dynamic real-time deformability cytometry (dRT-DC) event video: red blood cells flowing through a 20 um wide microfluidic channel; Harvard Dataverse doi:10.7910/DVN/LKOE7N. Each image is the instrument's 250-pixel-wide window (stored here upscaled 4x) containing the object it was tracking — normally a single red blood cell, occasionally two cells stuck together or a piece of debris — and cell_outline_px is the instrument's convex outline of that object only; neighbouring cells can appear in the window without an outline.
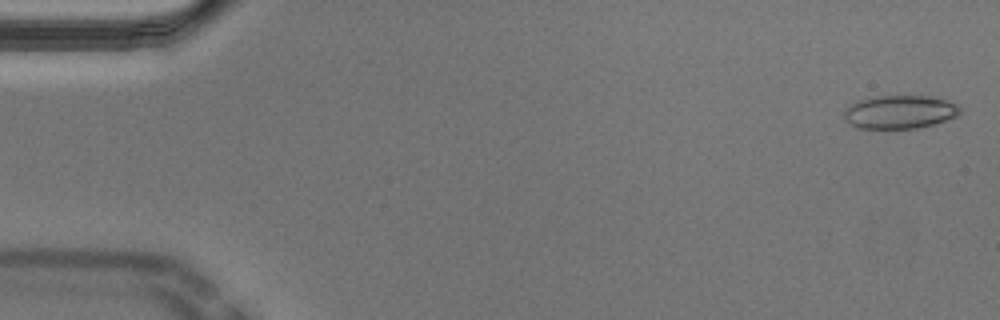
{"species": "Egyptian fruit bat (a non-hibernating species)", "species_latin": "Rousettus aegyptiacus", "temperature_condition": "cold", "stored_images_in_passage": 55, "camera_frame_rate_fps": 3000, "um_per_image_px": 0.085, "animal": {"sex": "male"}, "frame": {"image": 1, "passage_image": 2, "time_ms": 0.333, "image_size_px": [1000, 320], "cell_outline_px": [[960, 116], [932, 124], [916, 128], [856, 128], [844, 120], [844, 112], [856, 100], [876, 96], [932, 96], [956, 104], [960, 108]], "centroid_in_image_um": [76.47, 9.52], "position_along_channel_um": 8.5, "area_um2": 22.48}}
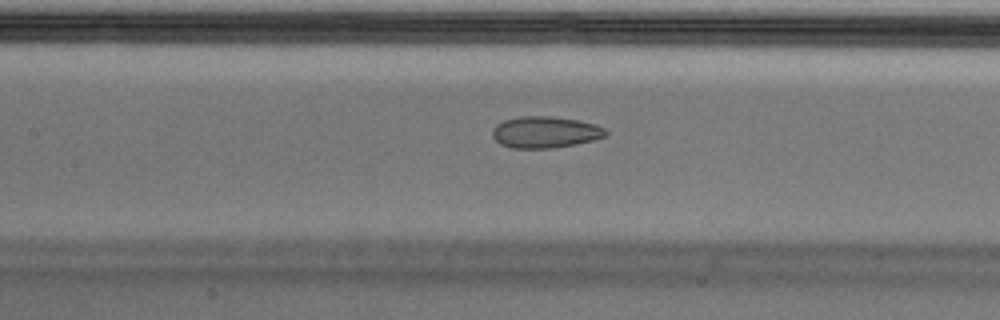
{"frame": {"image": 2, "passage_image": 25, "time_ms": 8.0, "image_size_px": [1000, 320], "cell_outline_px": [[608, 132], [604, 136], [592, 140], [576, 144], [552, 148], [512, 148], [500, 144], [492, 136], [492, 128], [496, 124], [504, 120], [520, 116], [548, 116], [580, 120], [596, 124], [604, 128]], "centroid_in_image_um": [46.32, 11.23], "position_along_channel_um": 161.1, "area_um2": 20.87}}
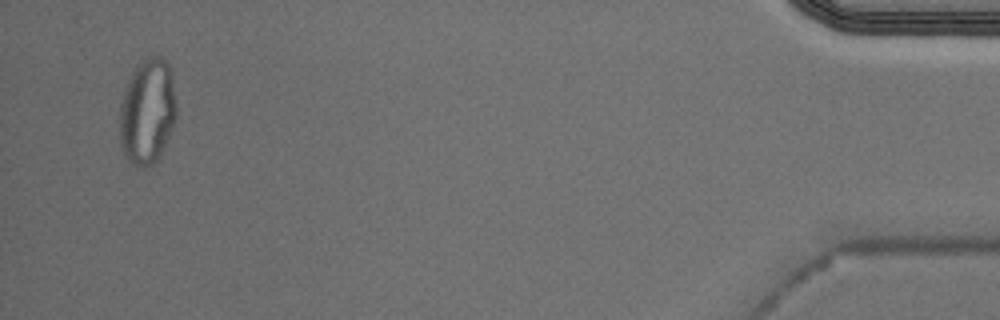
{"frame": {"image": 3, "passage_image": 53, "time_ms": 17.333, "image_size_px": [1000, 320], "cell_outline_px": [[176, 120], [156, 160], [152, 164], [144, 168], [136, 168], [132, 164], [124, 152], [120, 144], [120, 104], [124, 92], [132, 72], [136, 64], [144, 56], [160, 56], [172, 68], [176, 104]], "centroid_in_image_um": [12.53, 9.43], "position_along_channel_um": 422.7, "area_um2": 35.08}, "authors_computed_cell_mechanics": {"area_um2": 22.5998, "velocity_mm_per_s": 3.6674, "shape_relaxation_time_tau1_ms": null, "shape_relaxation_time_tau2_ms": 2.8438, "deformation_change_tau1": null, "deformation_change_tau2": 0.0928}}